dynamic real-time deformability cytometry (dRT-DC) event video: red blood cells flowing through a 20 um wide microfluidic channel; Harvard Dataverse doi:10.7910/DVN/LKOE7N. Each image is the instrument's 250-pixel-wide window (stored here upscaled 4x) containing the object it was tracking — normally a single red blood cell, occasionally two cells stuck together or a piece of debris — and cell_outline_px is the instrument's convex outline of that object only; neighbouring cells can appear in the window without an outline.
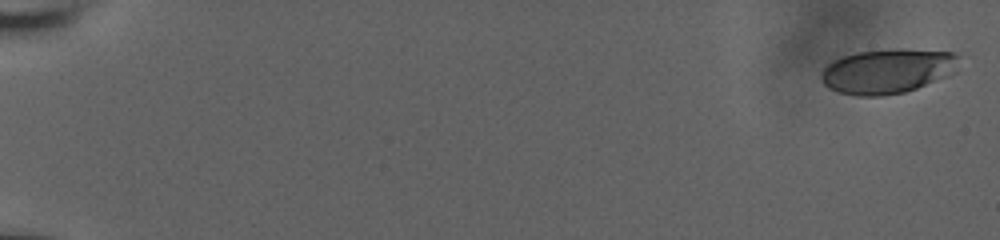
{"species": "human", "species_latin": "Homo sapiens", "temperature_condition": "room temperature", "stored_images_in_passage": 10, "camera_frame_rate_fps": 3000, "um_per_image_px": 0.085, "donor": {"sex": "male"}, "frame": {"image": 1, "passage_image": 1, "time_ms": 0.0, "image_size_px": [1000, 240], "cell_outline_px": [[960, 56], [956, 72], [948, 76], [916, 88], [904, 92], [880, 96], [856, 96], [840, 92], [828, 88], [824, 84], [820, 76], [820, 72], [828, 64], [844, 56], [856, 52], [892, 48], [900, 48], [952, 52]], "centroid_in_image_um": [75.46, 6.03], "position_along_channel_um": 9.5, "area_um2": 36.07}}
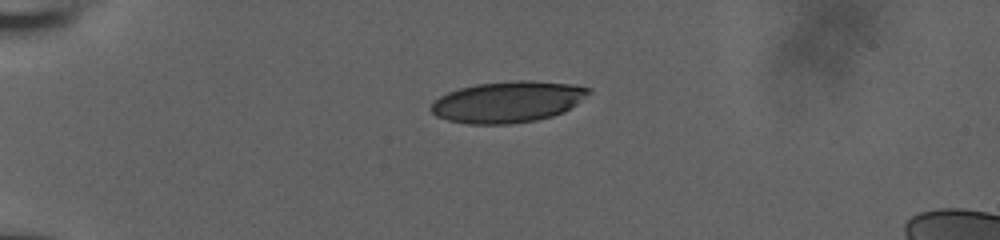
{"frame": {"image": 2, "passage_image": 7, "time_ms": 2.0, "image_size_px": [1000, 240], "cell_outline_px": [[592, 92], [576, 104], [564, 112], [552, 116], [536, 120], [512, 124], [468, 124], [448, 120], [436, 116], [428, 108], [440, 96], [448, 92], [460, 88], [476, 84], [516, 80], [532, 80], [568, 84], [592, 88]], "centroid_in_image_um": [43.17, 8.66], "position_along_channel_um": 41.8, "area_um2": 37.92}}
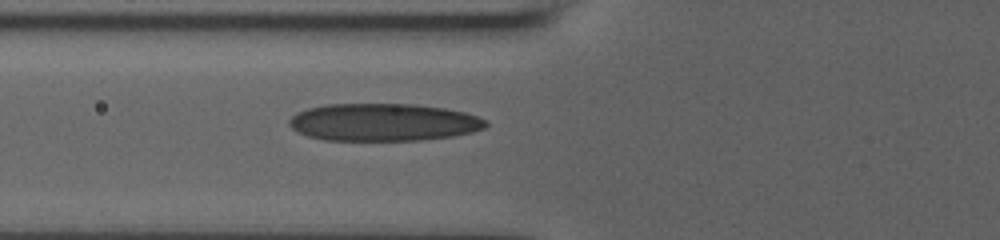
{"frame": {"image": 3, "passage_image": 10, "time_ms": 3.0, "image_size_px": [1000, 240], "cell_outline_px": [[488, 124], [484, 128], [472, 132], [452, 136], [420, 140], [324, 140], [308, 136], [296, 132], [288, 124], [288, 120], [296, 112], [308, 108], [324, 104], [412, 104], [444, 108], [464, 112], [476, 116], [484, 120]], "centroid_in_image_um": [32.53, 10.39], "position_along_channel_um": 93.3, "area_um2": 43.0}}